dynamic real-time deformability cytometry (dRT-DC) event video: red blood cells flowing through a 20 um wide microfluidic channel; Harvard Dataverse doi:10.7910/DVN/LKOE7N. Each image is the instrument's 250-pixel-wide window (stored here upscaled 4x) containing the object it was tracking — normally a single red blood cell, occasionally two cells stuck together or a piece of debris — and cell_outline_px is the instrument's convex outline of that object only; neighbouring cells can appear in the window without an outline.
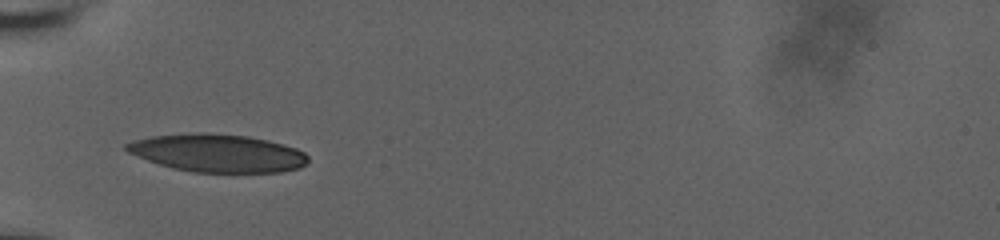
{"species": "human", "species_latin": "Homo sapiens", "temperature_condition": "room temperature", "stored_images_in_passage": 2, "camera_frame_rate_fps": 3000, "um_per_image_px": 0.085, "donor": {"sex": "male"}, "frame": {"image": 1, "passage_image": 1, "time_ms": 0.0, "image_size_px": [1000, 240], "cell_outline_px": [[308, 160], [300, 168], [280, 172], [192, 172], [172, 168], [148, 160], [128, 152], [124, 148], [124, 144], [132, 140], [152, 136], [196, 132], [208, 132], [248, 136], [268, 140], [284, 144], [296, 148], [304, 152], [308, 156]], "centroid_in_image_um": [18.49, 13.0], "position_along_channel_um": 66.5, "area_um2": 40.23}}
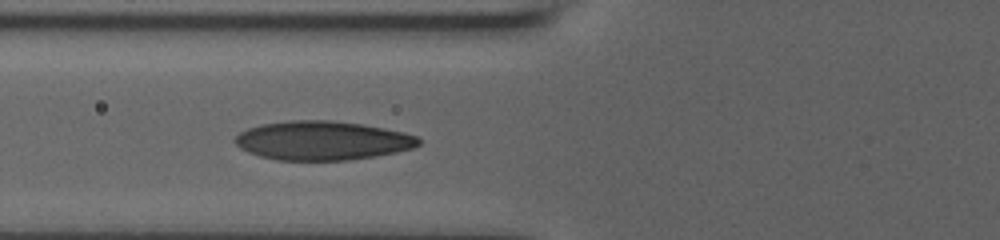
{"frame": {"image": 2, "passage_image": 2, "time_ms": 1.0, "image_size_px": [1000, 240], "cell_outline_px": [[420, 144], [412, 148], [396, 152], [348, 160], [276, 160], [260, 156], [248, 152], [240, 148], [232, 140], [240, 132], [248, 128], [260, 124], [288, 120], [332, 120], [364, 124], [404, 132], [420, 136]], "centroid_in_image_um": [27.39, 11.94], "position_along_channel_um": 98.4, "area_um2": 41.91}}